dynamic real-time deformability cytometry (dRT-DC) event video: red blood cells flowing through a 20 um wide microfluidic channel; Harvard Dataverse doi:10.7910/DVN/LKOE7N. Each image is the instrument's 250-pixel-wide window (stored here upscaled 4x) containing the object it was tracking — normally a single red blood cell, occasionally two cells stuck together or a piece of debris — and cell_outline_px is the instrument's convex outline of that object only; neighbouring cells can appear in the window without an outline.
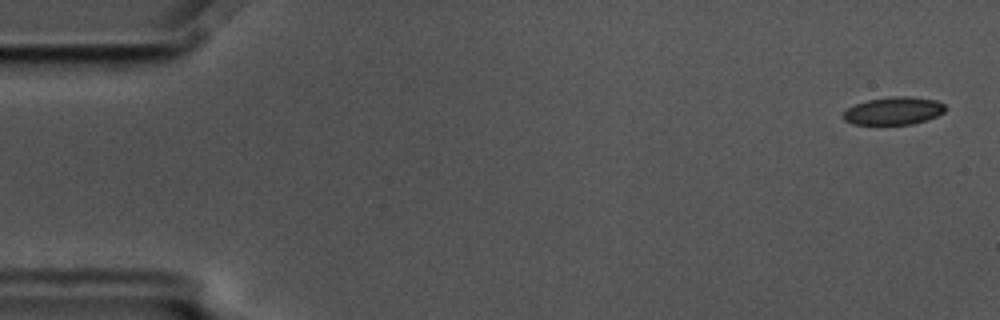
{"species": "common noctule bat (a hibernating species)", "species_latin": "Nyctalus noctula", "temperature_condition": "cold", "stored_images_in_passage": 4, "camera_frame_rate_fps": 3000, "um_per_image_px": 0.085, "animal": {"sex": "male", "body_mass_g": 17.5, "forearm_length_mm": 52.3}, "frame": {"image": 1, "passage_image": 1, "time_ms": 0.0, "image_size_px": [1000, 320], "cell_outline_px": [[944, 112], [928, 120], [912, 124], [852, 124], [844, 120], [840, 116], [848, 108], [856, 104], [868, 100], [892, 96], [908, 96], [936, 100], [944, 104]], "centroid_in_image_um": [75.94, 9.42], "position_along_channel_um": 9.1, "area_um2": 16.47}}